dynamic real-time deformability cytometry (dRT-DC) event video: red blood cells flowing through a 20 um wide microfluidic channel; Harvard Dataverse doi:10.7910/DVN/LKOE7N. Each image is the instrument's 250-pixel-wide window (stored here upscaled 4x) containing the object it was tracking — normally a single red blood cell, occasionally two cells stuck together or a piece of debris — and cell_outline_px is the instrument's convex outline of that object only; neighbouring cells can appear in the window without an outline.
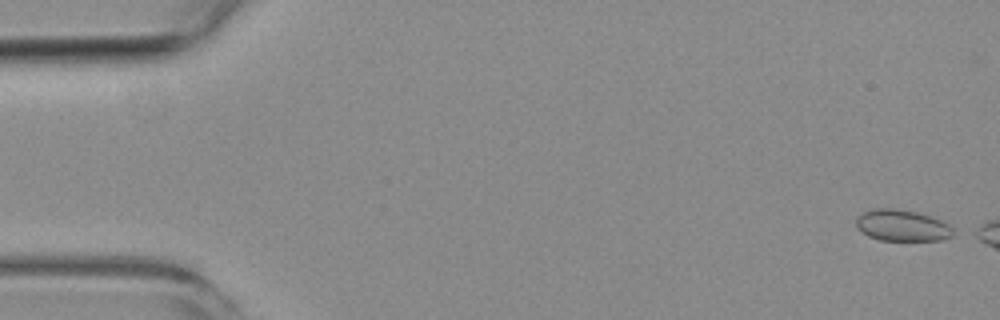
{"species": "common noctule bat (a hibernating species)", "species_latin": "Nyctalus noctula", "temperature_condition": "room temperature", "stored_images_in_passage": 3, "camera_frame_rate_fps": 3000, "um_per_image_px": 0.085, "animal": {"sex": "female", "body_mass_g": 19.3, "forearm_length_mm": 54.1}, "frame": {"image": 1, "passage_image": 1, "time_ms": 0.0, "image_size_px": [1000, 320], "cell_outline_px": [[952, 236], [944, 240], [880, 240], [868, 236], [860, 232], [856, 228], [856, 216], [864, 212], [876, 208], [892, 208], [916, 212], [940, 220], [948, 224], [952, 228]], "centroid_in_image_um": [76.63, 19.17], "position_along_channel_um": 8.4, "area_um2": 17.69}}